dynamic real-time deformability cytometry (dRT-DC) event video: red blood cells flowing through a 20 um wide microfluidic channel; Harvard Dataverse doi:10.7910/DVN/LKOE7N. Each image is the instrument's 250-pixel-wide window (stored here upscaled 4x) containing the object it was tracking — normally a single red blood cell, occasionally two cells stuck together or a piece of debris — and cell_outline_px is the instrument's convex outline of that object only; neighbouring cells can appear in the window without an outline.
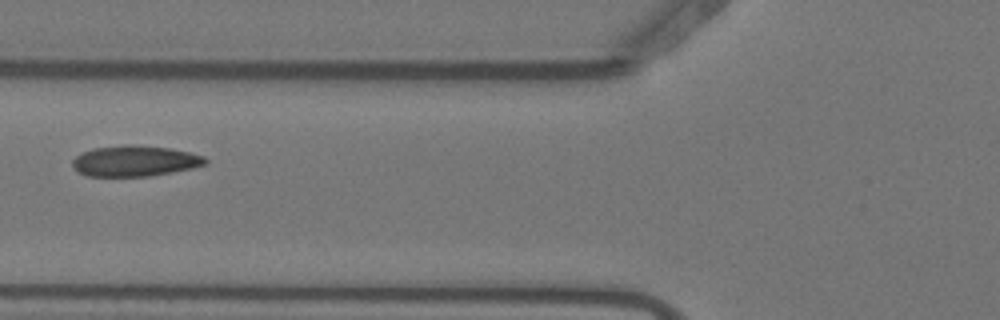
{"species": "Egyptian fruit bat (a non-hibernating species)", "species_latin": "Rousettus aegyptiacus", "temperature_condition": "warm", "stored_images_in_passage": 5, "camera_frame_rate_fps": 3000, "um_per_image_px": 0.085, "animal": {"sex": "female"}, "frame": {"image": 1, "passage_image": 3, "time_ms": 0.667, "image_size_px": [1000, 320], "cell_outline_px": [[208, 164], [192, 168], [172, 172], [148, 176], [88, 176], [76, 172], [72, 164], [72, 160], [76, 156], [92, 148], [124, 144], [136, 144], [168, 148], [188, 152], [204, 156], [208, 160]], "centroid_in_image_um": [11.45, 13.68], "position_along_channel_um": 114.3, "area_um2": 23.99}}